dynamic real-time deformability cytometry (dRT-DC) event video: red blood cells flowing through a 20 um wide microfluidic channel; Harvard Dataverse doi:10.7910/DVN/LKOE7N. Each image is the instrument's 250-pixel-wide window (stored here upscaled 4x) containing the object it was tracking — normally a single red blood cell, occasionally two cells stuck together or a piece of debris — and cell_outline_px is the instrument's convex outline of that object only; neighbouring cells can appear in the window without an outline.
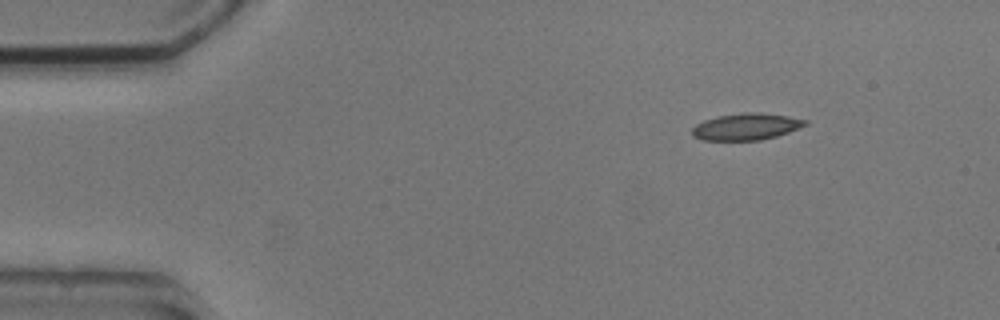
{"species": "common noctule bat (a hibernating species)", "species_latin": "Nyctalus noctula", "temperature_condition": "cold", "stored_images_in_passage": 4, "camera_frame_rate_fps": 3000, "um_per_image_px": 0.085, "animal": {"sex": "male", "body_mass_g": 20.5, "forearm_length_mm": 52.5}, "frame": {"image": 1, "passage_image": 1, "time_ms": 0.0, "image_size_px": [1000, 320], "cell_outline_px": [[808, 124], [788, 132], [776, 136], [760, 140], [704, 140], [692, 136], [692, 128], [696, 124], [704, 120], [720, 116], [748, 112], [760, 112], [788, 116], [808, 120]], "centroid_in_image_um": [63.44, 10.76], "position_along_channel_um": 21.6, "area_um2": 17.46}}
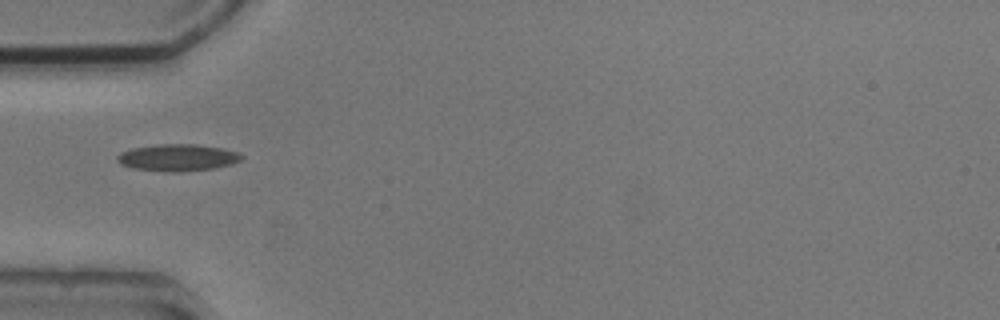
{"frame": {"image": 2, "passage_image": 4, "time_ms": 3.333, "image_size_px": [1000, 320], "cell_outline_px": [[244, 156], [240, 160], [232, 164], [212, 168], [180, 172], [168, 172], [132, 168], [120, 164], [116, 160], [116, 156], [120, 152], [132, 148], [160, 144], [196, 144], [224, 148], [236, 152]], "centroid_in_image_um": [15.07, 13.39], "position_along_channel_um": 69.9, "area_um2": 19.54}}